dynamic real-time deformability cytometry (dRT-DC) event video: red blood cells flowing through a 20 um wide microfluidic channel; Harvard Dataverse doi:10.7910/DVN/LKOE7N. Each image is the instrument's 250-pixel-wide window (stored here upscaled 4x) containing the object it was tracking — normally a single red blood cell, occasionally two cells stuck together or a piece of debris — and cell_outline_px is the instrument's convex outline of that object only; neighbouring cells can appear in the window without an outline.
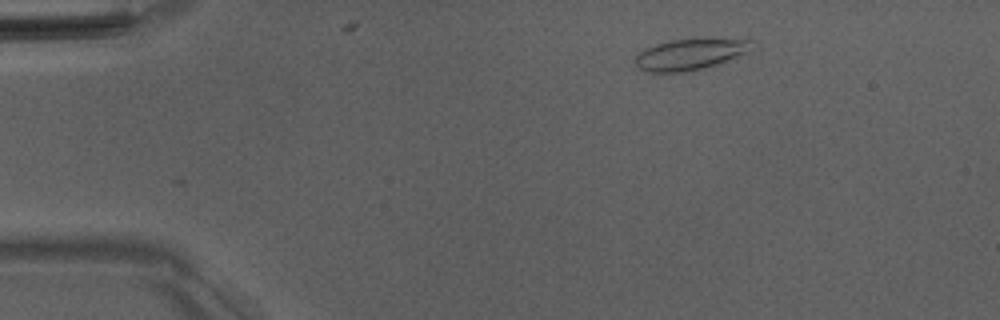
{"species": "Egyptian fruit bat (a non-hibernating species)", "species_latin": "Rousettus aegyptiacus", "temperature_condition": "room temperature", "stored_images_in_passage": 3, "camera_frame_rate_fps": 3000, "um_per_image_px": 0.085, "animal": {"sex": "male"}, "frame": {"image": 1, "passage_image": 1, "time_ms": 0.0, "image_size_px": [1000, 320], "cell_outline_px": [[752, 40], [748, 52], [716, 64], [704, 68], [684, 72], [644, 72], [636, 64], [636, 56], [644, 48], [656, 44], [672, 40], [692, 36], [696, 36]], "centroid_in_image_um": [58.65, 4.57], "position_along_channel_um": 26.4, "area_um2": 21.56}}